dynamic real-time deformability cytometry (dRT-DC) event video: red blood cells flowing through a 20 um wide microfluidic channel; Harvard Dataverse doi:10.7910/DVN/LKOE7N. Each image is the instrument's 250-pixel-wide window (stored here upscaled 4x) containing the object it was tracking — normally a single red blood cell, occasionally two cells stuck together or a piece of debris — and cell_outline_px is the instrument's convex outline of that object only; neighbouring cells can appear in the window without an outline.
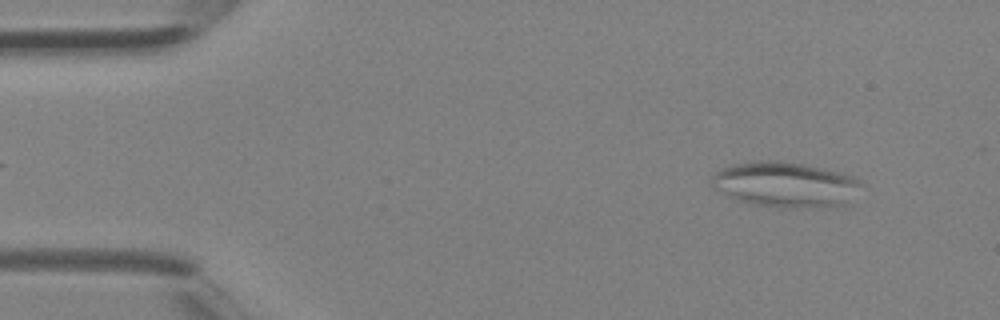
{"species": "Egyptian fruit bat (a non-hibernating species)", "species_latin": "Rousettus aegyptiacus", "temperature_condition": "room temperature", "stored_images_in_passage": 40, "camera_frame_rate_fps": 3000, "um_per_image_px": 0.085, "animal": {"sex": "female"}, "frame": {"image": 1, "passage_image": 3, "time_ms": 0.667, "image_size_px": [1000, 320], "cell_outline_px": [[864, 184], [844, 204], [828, 208], [780, 208], [752, 204], [728, 196], [716, 188], [712, 184], [712, 176], [720, 168], [732, 164], [756, 160], [776, 160], [804, 164], [852, 176], [860, 180]], "centroid_in_image_um": [66.75, 15.69], "position_along_channel_um": 18.3, "area_um2": 39.54}}
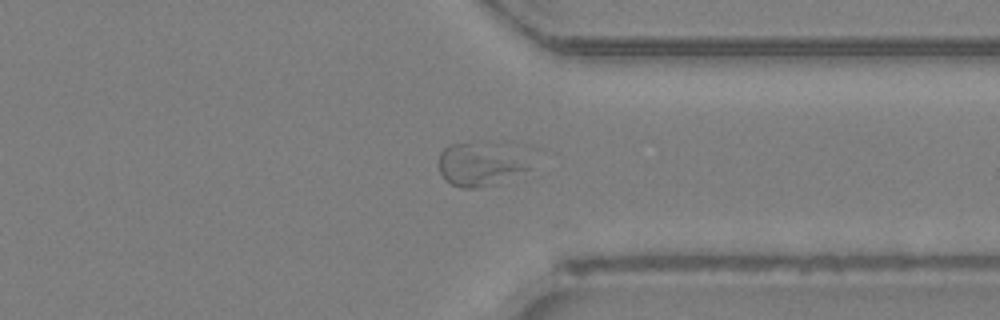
{"frame": {"image": 2, "passage_image": 30, "time_ms": 9.667, "image_size_px": [1000, 320], "cell_outline_px": [[540, 148], [528, 168], [492, 184], [476, 188], [460, 188], [444, 180], [440, 172], [440, 152], [444, 148], [452, 144], [504, 140], [512, 140], [528, 144]], "centroid_in_image_um": [41.18, 13.77], "position_along_channel_um": 370.2, "area_um2": 25.78}}
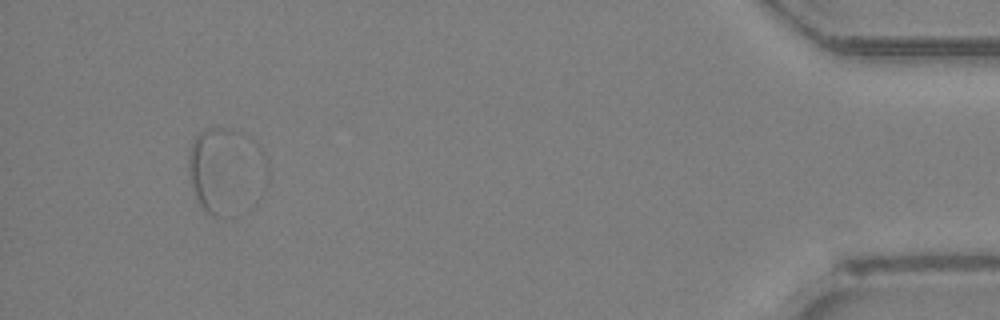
{"frame": {"image": 3, "passage_image": 37, "time_ms": 12.0, "image_size_px": [1000, 320], "cell_outline_px": [[268, 184], [216, 216], [212, 216], [200, 204], [196, 196], [188, 172], [188, 156], [192, 144], [196, 136], [200, 132], [208, 128], [232, 128], [244, 132], [256, 140], [268, 160]], "centroid_in_image_um": [19.2, 14.29], "position_along_channel_um": 416.0, "area_um2": 37.97}}